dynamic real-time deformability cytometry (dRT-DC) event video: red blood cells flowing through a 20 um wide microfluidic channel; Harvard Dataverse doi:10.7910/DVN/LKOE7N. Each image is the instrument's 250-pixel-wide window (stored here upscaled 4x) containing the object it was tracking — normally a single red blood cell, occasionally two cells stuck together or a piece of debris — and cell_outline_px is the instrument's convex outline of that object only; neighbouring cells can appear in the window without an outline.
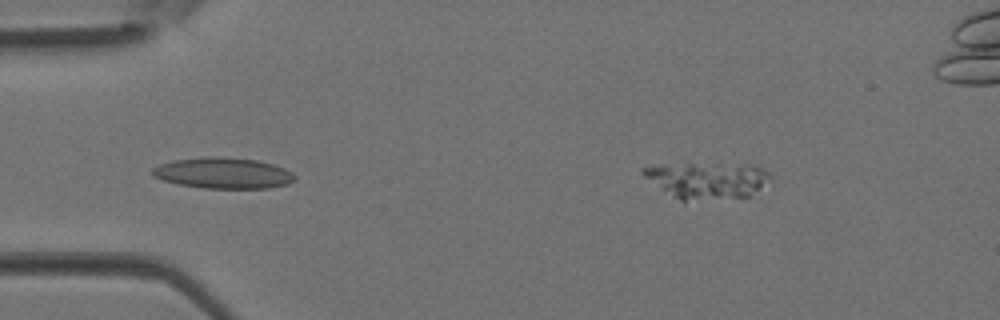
{"species": "Egyptian fruit bat (a non-hibernating species)", "species_latin": "Rousettus aegyptiacus", "temperature_condition": "room temperature", "stored_images_in_passage": 4, "segment_of_instrument_passage": [2, 2], "camera_frame_rate_fps": 3000, "um_per_image_px": 0.085, "animal": {"sex": "female"}, "frame": {"image": 1, "passage_image": 4, "time_ms": 1.0, "image_size_px": [1000, 320], "cell_outline_px": [[772, 180], [752, 196], [684, 204], [660, 188], [644, 176], [640, 172], [640, 168], [660, 164], [720, 160], [752, 164], [764, 168], [772, 176]], "centroid_in_image_um": [60.16, 15.3], "position_along_channel_um": 24.8, "area_um2": 29.48}}